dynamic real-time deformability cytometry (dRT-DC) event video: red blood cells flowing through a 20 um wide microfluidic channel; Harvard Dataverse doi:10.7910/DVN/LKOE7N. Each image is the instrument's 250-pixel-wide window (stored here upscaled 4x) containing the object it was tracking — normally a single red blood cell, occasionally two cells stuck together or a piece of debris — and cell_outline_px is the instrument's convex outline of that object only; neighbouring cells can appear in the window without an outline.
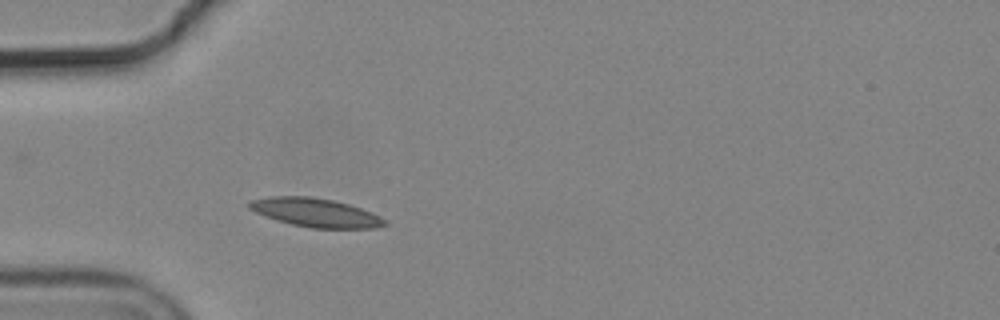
{"species": "common noctule bat (a hibernating species)", "species_latin": "Nyctalus noctula", "temperature_condition": "cold", "stored_images_in_passage": 4, "camera_frame_rate_fps": 3000, "um_per_image_px": 0.085, "animal": {"sex": "male", "body_mass_g": 19.2, "forearm_length_mm": 51.8}, "frame": {"image": 1, "passage_image": 4, "time_ms": 1.0, "image_size_px": [1000, 320], "cell_outline_px": [[388, 224], [376, 228], [312, 228], [292, 224], [256, 212], [248, 208], [248, 200], [268, 196], [312, 196], [332, 200], [348, 204], [372, 212], [380, 216]], "centroid_in_image_um": [26.82, 18.06], "position_along_channel_um": 58.2, "area_um2": 22.48}}